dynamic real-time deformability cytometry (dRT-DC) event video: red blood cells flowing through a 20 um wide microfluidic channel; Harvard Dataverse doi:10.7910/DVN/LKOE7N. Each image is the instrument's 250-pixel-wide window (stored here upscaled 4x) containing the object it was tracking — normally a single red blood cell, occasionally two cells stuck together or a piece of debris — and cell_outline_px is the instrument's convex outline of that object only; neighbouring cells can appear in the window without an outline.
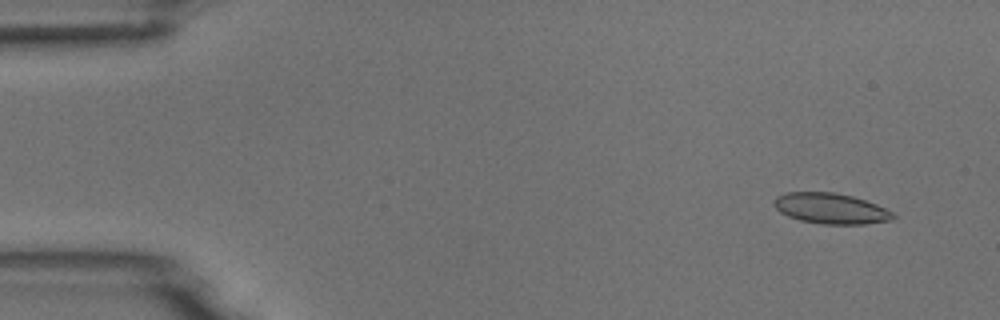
{"species": "common noctule bat (a hibernating species)", "species_latin": "Nyctalus noctula", "temperature_condition": "room temperature", "stored_images_in_passage": 53, "camera_frame_rate_fps": 3000, "um_per_image_px": 0.085, "animal": {"sex": "male", "body_mass_g": 18.8}, "frame": {"image": 1, "passage_image": 4, "time_ms": 1.0, "image_size_px": [1000, 320], "cell_outline_px": [[896, 216], [892, 220], [864, 224], [824, 224], [800, 220], [788, 216], [780, 212], [772, 204], [772, 200], [776, 196], [788, 192], [832, 192], [852, 196], [876, 204], [892, 212]], "centroid_in_image_um": [70.58, 17.72], "position_along_channel_um": 14.4, "area_um2": 21.21}}
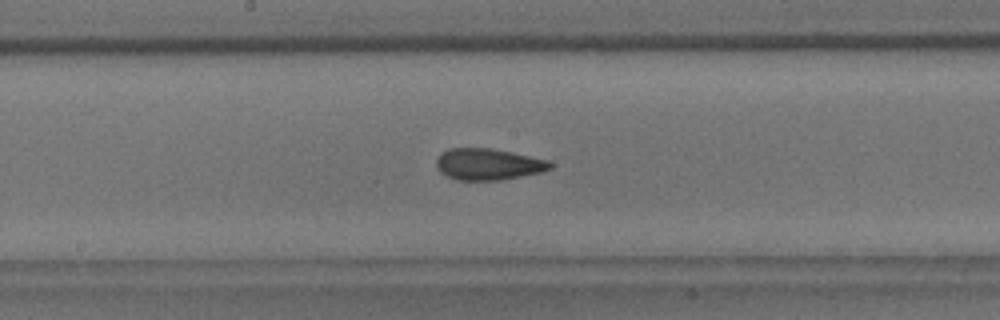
{"frame": {"image": 2, "passage_image": 28, "time_ms": 9.0, "image_size_px": [1000, 320], "cell_outline_px": [[552, 168], [544, 172], [500, 180], [456, 180], [440, 172], [436, 168], [436, 160], [440, 152], [448, 148], [492, 148], [512, 152], [548, 160], [552, 164]], "centroid_in_image_um": [41.48, 13.96], "position_along_channel_um": 206.7, "area_um2": 21.1}}
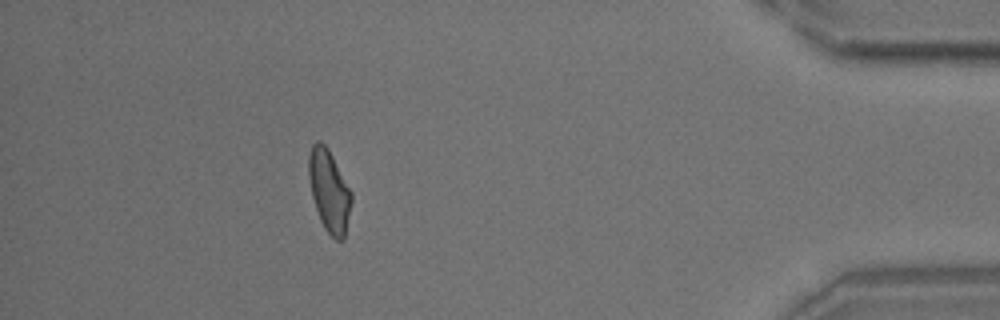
{"frame": {"image": 3, "passage_image": 48, "time_ms": 15.667, "image_size_px": [1000, 320], "cell_outline_px": [[352, 200], [344, 240], [336, 240], [324, 228], [320, 220], [312, 196], [308, 176], [308, 156], [312, 144], [316, 140], [320, 140], [328, 148], [352, 192]], "centroid_in_image_um": [27.97, 16.2], "position_along_channel_um": 407.2, "area_um2": 20.46}, "authors_computed_cell_mechanics": {"area_um2": 20.808, "velocity_mm_per_s": 3.7693, "shape_relaxation_time_tau1_ms": 6.6015, "shape_relaxation_time_tau2_ms": 2.3293, "deformation_change_tau1": 0.1335, "deformation_change_tau2": 0.09}}